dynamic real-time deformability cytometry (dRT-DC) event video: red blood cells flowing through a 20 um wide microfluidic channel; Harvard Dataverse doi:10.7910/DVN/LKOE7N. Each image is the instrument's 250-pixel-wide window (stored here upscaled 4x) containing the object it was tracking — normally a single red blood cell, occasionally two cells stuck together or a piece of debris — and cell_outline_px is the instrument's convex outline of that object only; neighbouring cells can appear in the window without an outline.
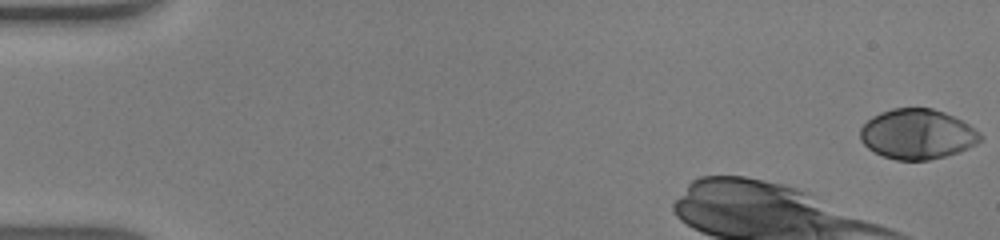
{"species": "human", "species_latin": "Homo sapiens", "temperature_condition": "warm", "stored_images_in_passage": 36, "camera_frame_rate_fps": 3000, "um_per_image_px": 0.085, "donor": {"sex": "male"}, "frame": {"image": 1, "passage_image": 1, "time_ms": 0.0, "image_size_px": [1000, 240], "cell_outline_px": [[984, 136], [976, 144], [968, 148], [944, 156], [928, 160], [896, 160], [884, 156], [868, 148], [860, 140], [860, 128], [872, 116], [880, 112], [892, 108], [932, 108], [944, 112], [968, 124], [980, 132]], "centroid_in_image_um": [77.96, 11.39], "position_along_channel_um": 7.0, "area_um2": 34.85}}